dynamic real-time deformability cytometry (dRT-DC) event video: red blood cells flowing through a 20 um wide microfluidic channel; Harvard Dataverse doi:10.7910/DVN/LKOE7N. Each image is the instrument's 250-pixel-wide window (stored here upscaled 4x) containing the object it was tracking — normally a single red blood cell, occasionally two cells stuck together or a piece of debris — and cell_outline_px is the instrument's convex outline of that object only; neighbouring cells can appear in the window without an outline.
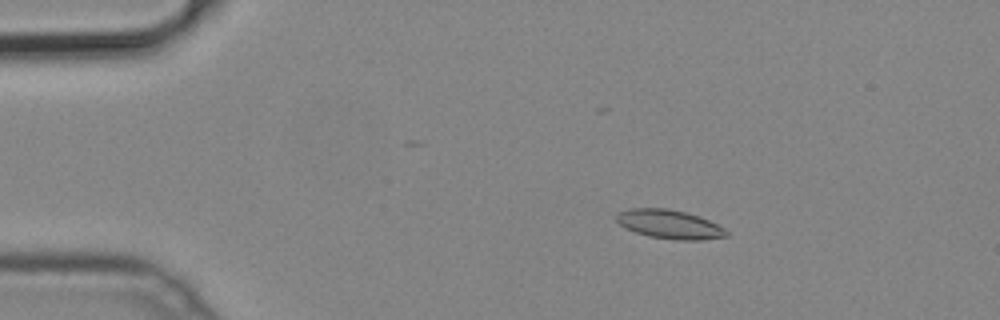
{"species": "common noctule bat (a hibernating species)", "species_latin": "Nyctalus noctula", "temperature_condition": "cold", "stored_images_in_passage": 51, "camera_frame_rate_fps": 3000, "um_per_image_px": 0.085, "animal": {"sex": "male", "body_mass_g": 19.2, "forearm_length_mm": 51.8}, "frame": {"image": 1, "passage_image": 9, "time_ms": 2.667, "image_size_px": [1000, 320], "cell_outline_px": [[728, 236], [704, 240], [676, 240], [648, 236], [636, 232], [620, 224], [616, 220], [616, 216], [620, 212], [628, 208], [668, 208], [688, 212], [708, 220], [724, 228], [728, 232]], "centroid_in_image_um": [56.93, 19.06], "position_along_channel_um": 28.1, "area_um2": 18.5}}
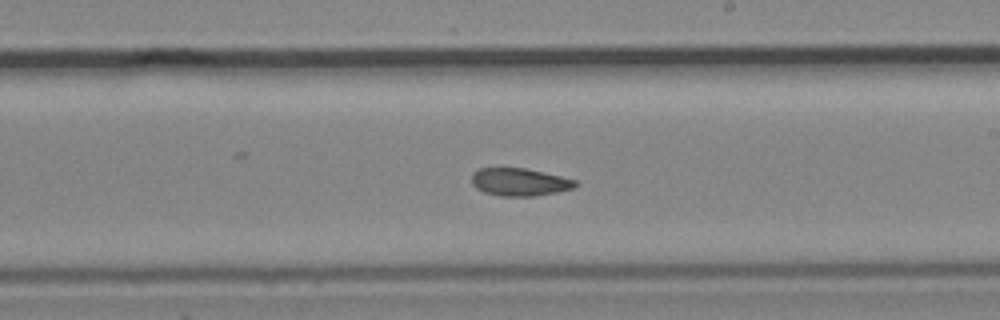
{"frame": {"image": 2, "passage_image": 30, "time_ms": 9.667, "image_size_px": [1000, 320], "cell_outline_px": [[580, 184], [576, 188], [556, 192], [532, 196], [500, 196], [484, 192], [476, 188], [472, 184], [472, 172], [480, 168], [524, 168], [544, 172], [576, 180]], "centroid_in_image_um": [44.18, 15.47], "position_along_channel_um": 244.8, "area_um2": 16.82}}
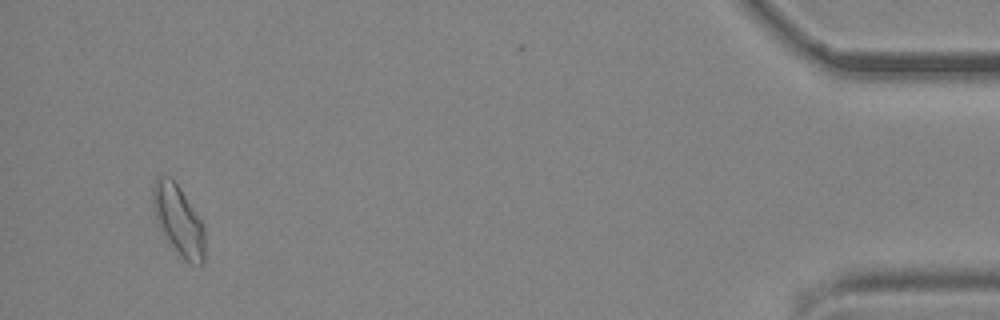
{"frame": {"image": 3, "passage_image": 49, "time_ms": 16.0, "image_size_px": [1000, 320], "cell_outline_px": [[204, 260], [200, 264], [188, 264], [180, 256], [168, 240], [160, 228], [156, 220], [152, 204], [152, 188], [156, 176], [172, 176], [180, 188], [200, 220], [204, 228]], "centroid_in_image_um": [15.14, 18.69], "position_along_channel_um": 420.1, "area_um2": 21.04}}